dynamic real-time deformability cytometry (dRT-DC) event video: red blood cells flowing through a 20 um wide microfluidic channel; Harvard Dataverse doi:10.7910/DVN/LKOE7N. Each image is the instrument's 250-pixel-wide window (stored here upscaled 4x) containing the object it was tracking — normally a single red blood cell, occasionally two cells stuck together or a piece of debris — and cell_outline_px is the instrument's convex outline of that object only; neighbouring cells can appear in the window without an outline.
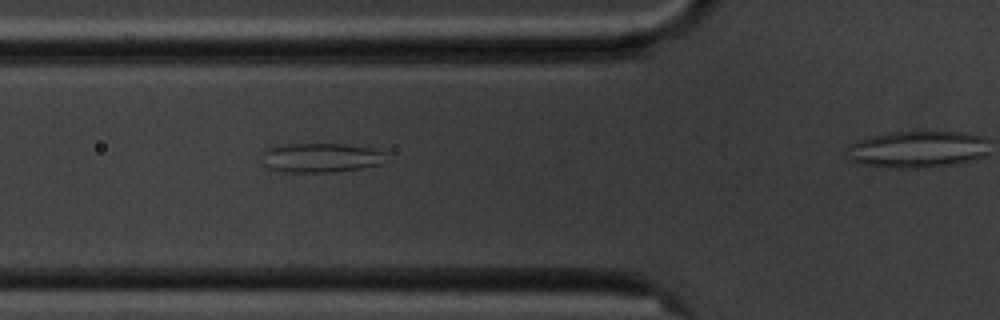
{"species": "common noctule bat (a hibernating species)", "species_latin": "Nyctalus noctula", "temperature_condition": "cold", "stored_images_in_passage": 3, "camera_frame_rate_fps": 3000, "um_per_image_px": 0.085, "animal": {"sex": "male", "body_mass_g": 20.1, "forearm_length_mm": 53.5}, "frame": {"image": 1, "passage_image": 2, "time_ms": 1.0, "image_size_px": [1000, 320], "cell_outline_px": [[388, 152], [380, 164], [360, 168], [332, 172], [284, 172], [268, 168], [264, 164], [264, 148], [276, 144], [344, 144], [372, 148]], "centroid_in_image_um": [27.24, 13.39], "position_along_channel_um": 98.6, "area_um2": 21.33}}